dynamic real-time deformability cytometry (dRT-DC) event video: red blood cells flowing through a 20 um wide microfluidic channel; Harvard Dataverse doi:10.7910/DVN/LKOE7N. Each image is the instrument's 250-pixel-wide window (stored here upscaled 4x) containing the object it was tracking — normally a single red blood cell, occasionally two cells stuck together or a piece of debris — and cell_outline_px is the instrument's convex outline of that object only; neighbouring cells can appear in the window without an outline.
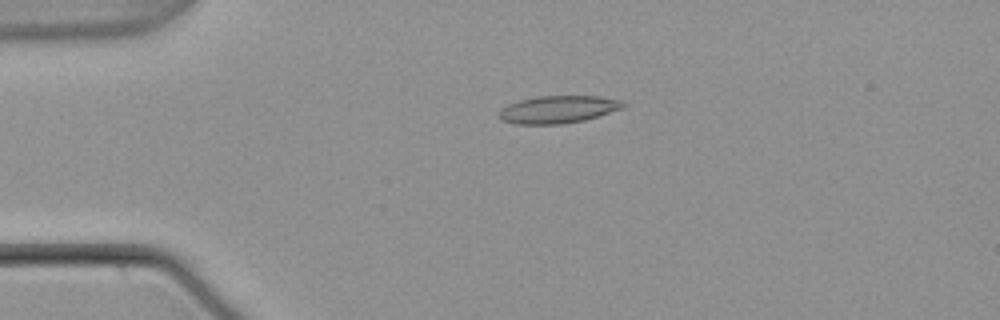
{"species": "common noctule bat (a hibernating species)", "species_latin": "Nyctalus noctula", "temperature_condition": "warm", "stored_images_in_passage": 55, "camera_frame_rate_fps": 3000, "um_per_image_px": 0.085, "animal": {"sex": "male", "body_mass_g": 21.5, "forearm_length_mm": 52.0}, "frame": {"image": 1, "passage_image": 13, "time_ms": 4.0, "image_size_px": [1000, 320], "cell_outline_px": [[628, 104], [624, 108], [584, 120], [564, 124], [516, 124], [500, 120], [496, 116], [500, 108], [508, 104], [520, 100], [540, 96], [600, 96], [620, 100]], "centroid_in_image_um": [47.41, 9.3], "position_along_channel_um": 37.6, "area_um2": 20.11}}
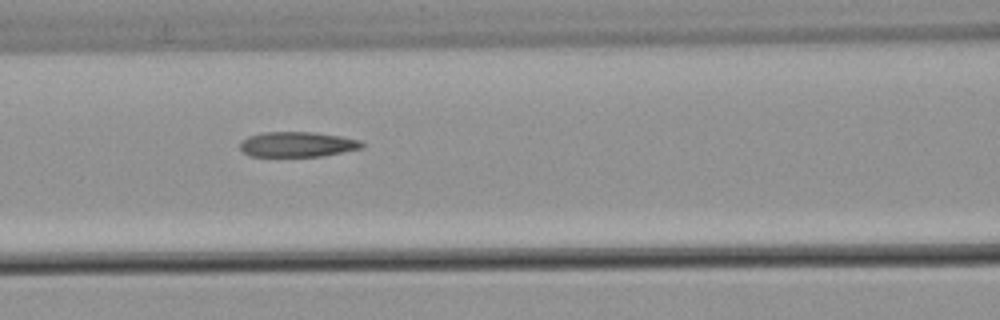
{"frame": {"image": 2, "passage_image": 24, "time_ms": 7.667, "image_size_px": [1000, 320], "cell_outline_px": [[364, 148], [320, 156], [248, 156], [240, 148], [240, 140], [248, 136], [260, 132], [312, 132], [340, 136], [360, 140], [364, 144]], "centroid_in_image_um": [25.25, 12.26], "position_along_channel_um": 141.4, "area_um2": 17.92}}
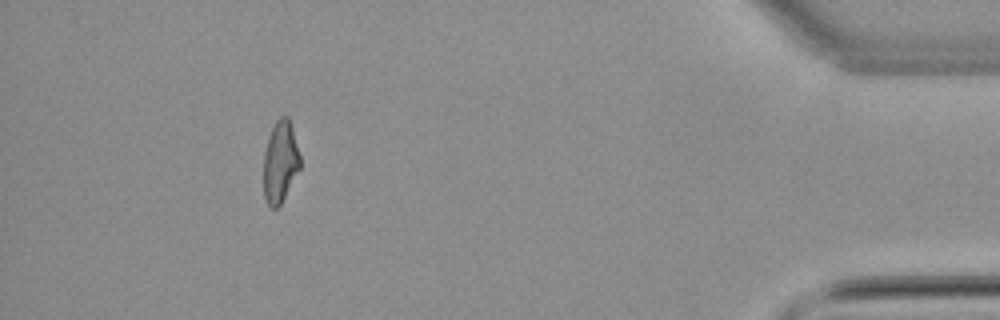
{"frame": {"image": 3, "passage_image": 50, "time_ms": 16.333, "image_size_px": [1000, 320], "cell_outline_px": [[300, 168], [280, 204], [276, 208], [272, 208], [264, 200], [264, 152], [272, 128], [276, 120], [280, 116], [288, 116], [292, 128], [300, 156]], "centroid_in_image_um": [23.81, 13.75], "position_along_channel_um": 411.4, "area_um2": 17.11}, "authors_computed_cell_mechanics": {"area_um2": 18.6694, "velocity_mm_per_s": 3.8064, "shape_relaxation_time_tau1_ms": null, "shape_relaxation_time_tau2_ms": 2.0263, "deformation_change_tau1": null, "deformation_change_tau2": 0.1075}}